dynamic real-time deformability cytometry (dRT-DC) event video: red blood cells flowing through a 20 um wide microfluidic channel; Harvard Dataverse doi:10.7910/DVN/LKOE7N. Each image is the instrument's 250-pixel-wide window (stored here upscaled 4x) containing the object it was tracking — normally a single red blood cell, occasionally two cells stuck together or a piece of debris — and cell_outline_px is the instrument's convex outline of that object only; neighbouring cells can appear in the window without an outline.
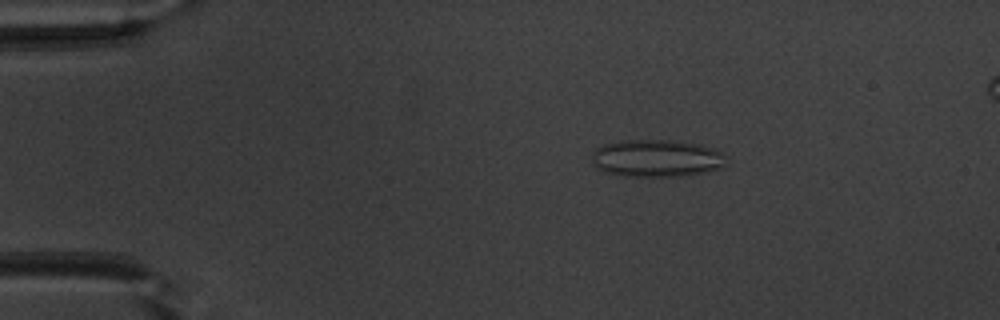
{"species": "common noctule bat (a hibernating species)", "species_latin": "Nyctalus noctula", "temperature_condition": "warm", "stored_images_in_passage": 48, "camera_frame_rate_fps": 3000, "um_per_image_px": 0.085, "animal": {"sex": "male", "body_mass_g": 20.1, "forearm_length_mm": 53.5}, "frame": {"image": 1, "passage_image": 6, "time_ms": 1.667, "image_size_px": [1000, 320], "cell_outline_px": [[724, 156], [720, 168], [708, 172], [676, 176], [624, 176], [608, 172], [596, 168], [592, 152], [596, 148], [604, 144], [624, 140], [668, 140], [700, 144], [724, 152]], "centroid_in_image_um": [55.8, 13.44], "position_along_channel_um": 29.2, "area_um2": 28.96}}
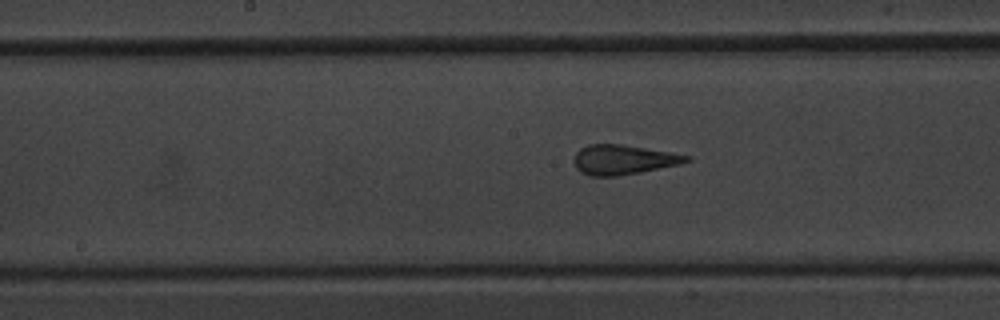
{"frame": {"image": 2, "passage_image": 23, "time_ms": 7.333, "image_size_px": [1000, 320], "cell_outline_px": [[692, 160], [680, 164], [640, 172], [616, 176], [588, 176], [580, 172], [576, 168], [572, 160], [576, 152], [580, 148], [588, 144], [620, 144], [672, 152], [692, 156]], "centroid_in_image_um": [52.96, 13.57], "position_along_channel_um": 195.2, "area_um2": 19.65}}
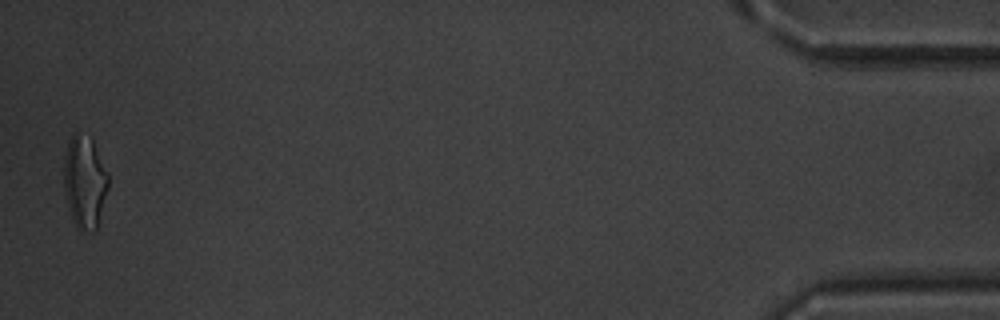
{"frame": {"image": 3, "passage_image": 47, "time_ms": 15.333, "image_size_px": [1000, 320], "cell_outline_px": [[108, 188], [96, 232], [80, 232], [76, 228], [72, 220], [68, 208], [64, 188], [64, 156], [68, 140], [76, 132], [92, 140], [108, 172]], "centroid_in_image_um": [7.19, 15.54], "position_along_channel_um": 428.0, "area_um2": 24.16}, "authors_computed_cell_mechanics": {"area_um2": 20.1144, "velocity_mm_per_s": 3.9903, "shape_relaxation_time_tau1_ms": null, "shape_relaxation_time_tau2_ms": 1.0253, "deformation_change_tau1": null, "deformation_change_tau2": 0.1243}}